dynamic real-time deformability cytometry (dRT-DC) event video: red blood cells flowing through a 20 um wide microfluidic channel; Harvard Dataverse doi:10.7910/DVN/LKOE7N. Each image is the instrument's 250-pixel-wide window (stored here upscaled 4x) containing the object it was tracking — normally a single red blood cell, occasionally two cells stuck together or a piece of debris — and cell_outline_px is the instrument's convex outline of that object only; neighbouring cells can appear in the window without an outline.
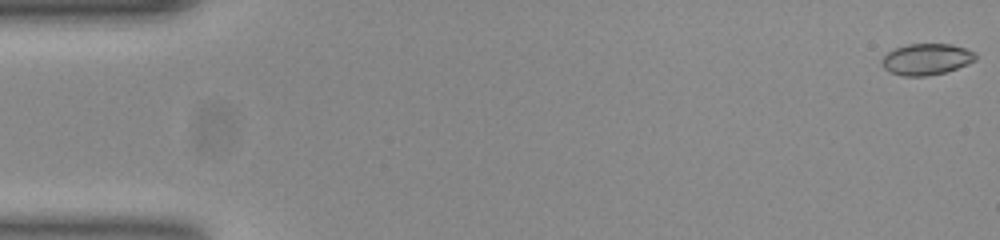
{"species": "common noctule bat (a hibernating species)", "species_latin": "Nyctalus noctula", "temperature_condition": "room temperature", "stored_images_in_passage": 53, "camera_frame_rate_fps": 3000, "um_per_image_px": 0.085, "animal": {"sex": "female", "body_mass_g": 23.0, "forearm_length_mm": 53.4}, "frame": {"image": 1, "passage_image": 1, "time_ms": 0.0, "image_size_px": [1000, 240], "cell_outline_px": [[976, 60], [968, 64], [944, 72], [928, 76], [904, 76], [892, 72], [884, 68], [884, 56], [888, 52], [896, 48], [908, 44], [952, 44], [976, 52]], "centroid_in_image_um": [78.8, 5.03], "position_along_channel_um": 6.2, "area_um2": 16.82}}
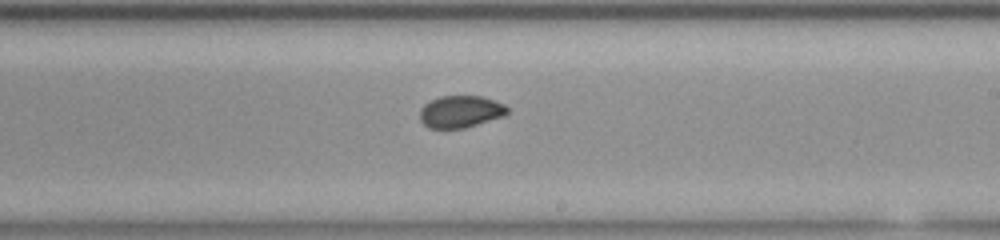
{"frame": {"image": 2, "passage_image": 31, "time_ms": 10.0, "image_size_px": [1000, 240], "cell_outline_px": [[508, 112], [504, 116], [464, 128], [428, 128], [420, 120], [420, 108], [424, 104], [440, 96], [484, 96], [504, 104], [508, 108]], "centroid_in_image_um": [39.14, 9.48], "position_along_channel_um": 249.9, "area_um2": 16.36}}
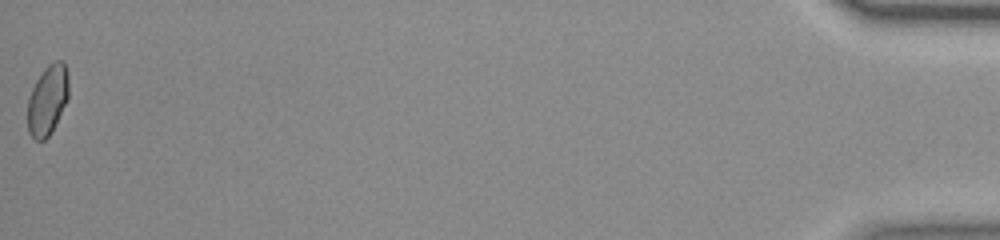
{"frame": {"image": 3, "passage_image": 53, "time_ms": 17.333, "image_size_px": [1000, 240], "cell_outline_px": [[68, 96], [52, 132], [44, 140], [36, 140], [28, 132], [28, 96], [36, 80], [44, 68], [48, 64], [56, 60], [64, 60], [68, 72]], "centroid_in_image_um": [4.04, 8.46], "position_along_channel_um": 431.2, "area_um2": 16.76}, "authors_computed_cell_mechanics": {"area_um2": 16.8776, "velocity_mm_per_s": 3.8853, "shape_relaxation_time_tau1_ms": null, "shape_relaxation_time_tau2_ms": 0.6164, "deformation_change_tau1": null, "deformation_change_tau2": 0.0312}}